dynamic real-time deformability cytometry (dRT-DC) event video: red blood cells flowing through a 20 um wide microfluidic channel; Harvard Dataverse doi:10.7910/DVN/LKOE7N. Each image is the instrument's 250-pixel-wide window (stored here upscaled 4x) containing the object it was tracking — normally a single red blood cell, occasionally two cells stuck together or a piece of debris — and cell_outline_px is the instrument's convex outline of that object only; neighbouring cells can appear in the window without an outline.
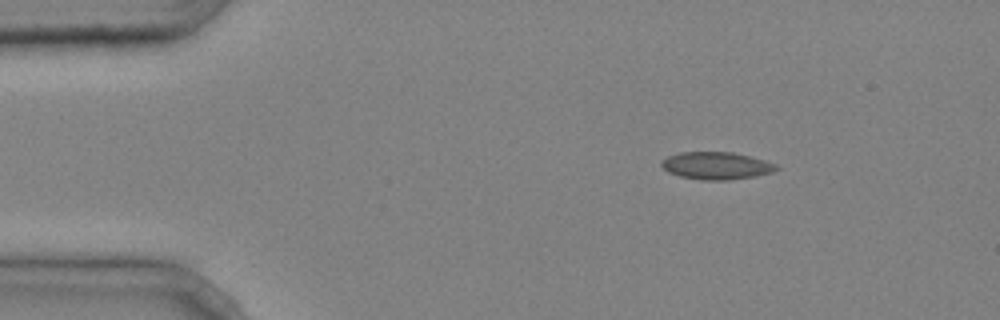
{"species": "common noctule bat (a hibernating species)", "species_latin": "Nyctalus noctula", "temperature_condition": "cold", "stored_images_in_passage": 6, "camera_frame_rate_fps": 3000, "um_per_image_px": 0.085, "animal": {"sex": "male", "body_mass_g": 20.4}, "frame": {"image": 1, "passage_image": 1, "time_ms": 0.0, "image_size_px": [1000, 320], "cell_outline_px": [[780, 168], [772, 172], [752, 176], [728, 180], [704, 180], [680, 176], [668, 172], [660, 164], [660, 160], [668, 156], [680, 152], [732, 152], [764, 160], [776, 164]], "centroid_in_image_um": [60.86, 14.08], "position_along_channel_um": 24.1, "area_um2": 18.21}}
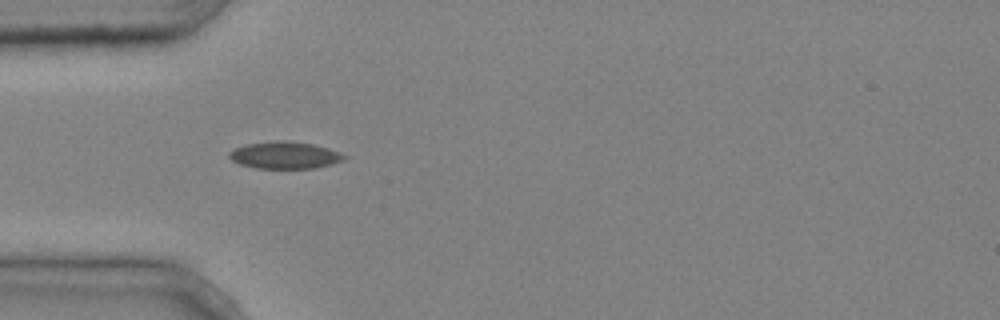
{"frame": {"image": 2, "passage_image": 3, "time_ms": 0.667, "image_size_px": [1000, 320], "cell_outline_px": [[348, 156], [344, 160], [332, 164], [316, 168], [256, 168], [240, 164], [232, 160], [228, 156], [228, 152], [236, 148], [248, 144], [276, 140], [280, 140], [312, 144], [328, 148], [340, 152]], "centroid_in_image_um": [24.23, 13.19], "position_along_channel_um": 60.8, "area_um2": 18.03}}